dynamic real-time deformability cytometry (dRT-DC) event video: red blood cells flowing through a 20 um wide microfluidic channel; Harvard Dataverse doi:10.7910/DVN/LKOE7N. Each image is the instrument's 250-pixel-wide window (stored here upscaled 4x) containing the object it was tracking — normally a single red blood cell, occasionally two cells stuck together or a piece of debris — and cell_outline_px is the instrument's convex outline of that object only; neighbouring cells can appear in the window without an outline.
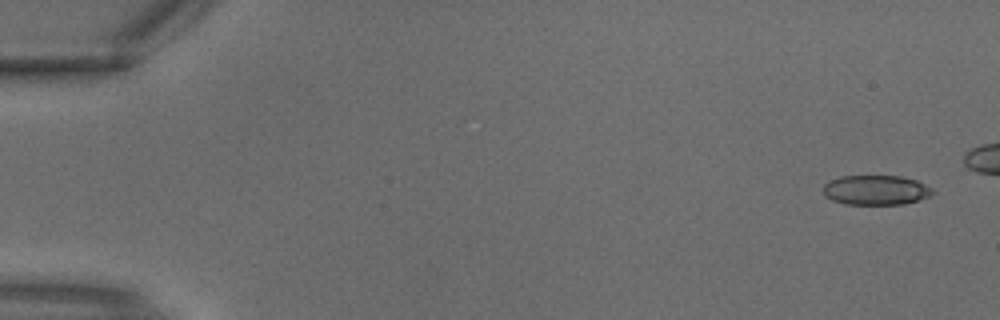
{"species": "common noctule bat (a hibernating species)", "species_latin": "Nyctalus noctula", "temperature_condition": "warm", "stored_images_in_passage": 4, "camera_frame_rate_fps": 3000, "um_per_image_px": 0.085, "animal": {"sex": "male", "body_mass_g": 18.8}, "frame": {"image": 1, "passage_image": 1, "time_ms": 0.0, "image_size_px": [1000, 320], "cell_outline_px": [[936, 192], [920, 200], [904, 204], [844, 204], [832, 200], [824, 196], [824, 184], [828, 180], [840, 176], [900, 176], [916, 180], [932, 188]], "centroid_in_image_um": [74.44, 16.15], "position_along_channel_um": 10.6, "area_um2": 19.07}}
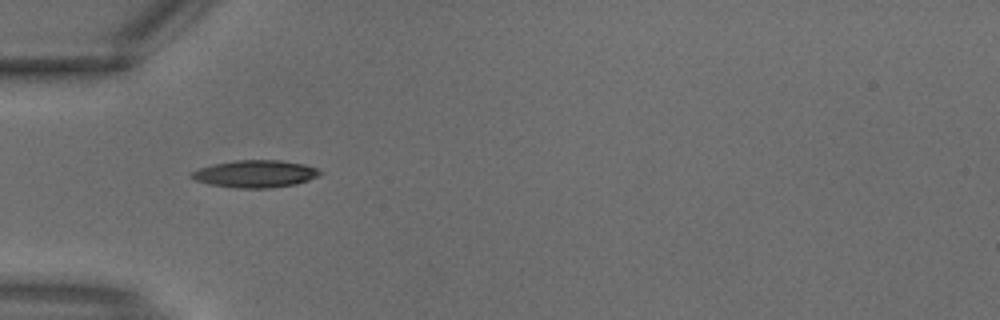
{"frame": {"image": 2, "passage_image": 4, "time_ms": 1.0, "image_size_px": [1000, 320], "cell_outline_px": [[324, 172], [320, 176], [296, 184], [272, 188], [236, 188], [208, 184], [196, 180], [188, 176], [188, 172], [212, 164], [236, 160], [280, 160], [304, 164], [316, 168]], "centroid_in_image_um": [21.69, 14.78], "position_along_channel_um": 63.3, "area_um2": 20.69}}